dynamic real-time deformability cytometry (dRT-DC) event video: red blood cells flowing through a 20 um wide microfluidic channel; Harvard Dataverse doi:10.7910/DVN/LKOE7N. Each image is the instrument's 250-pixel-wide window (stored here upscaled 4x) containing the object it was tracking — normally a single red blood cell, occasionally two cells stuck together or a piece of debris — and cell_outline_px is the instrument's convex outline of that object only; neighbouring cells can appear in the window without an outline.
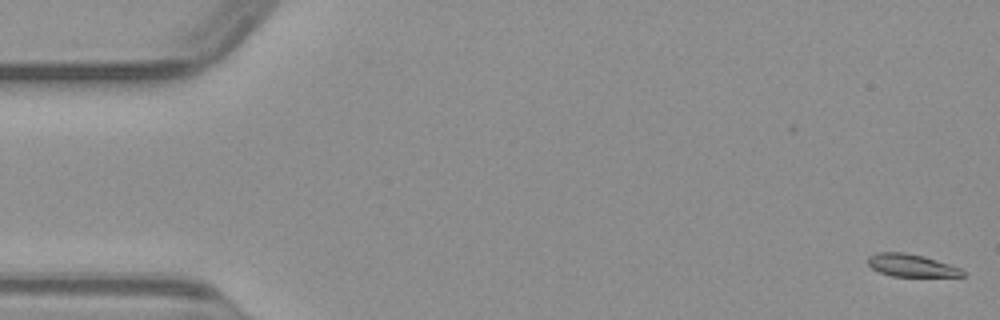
{"species": "common noctule bat (a hibernating species)", "species_latin": "Nyctalus noctula", "temperature_condition": "warm", "stored_images_in_passage": 51, "camera_frame_rate_fps": 3000, "um_per_image_px": 0.085, "animal": {"sex": "male", "body_mass_g": 23.1, "forearm_length_mm": 52.7}, "frame": {"image": 1, "passage_image": 1, "time_ms": 0.0, "image_size_px": [1000, 320], "cell_outline_px": [[964, 276], [892, 276], [880, 272], [872, 268], [868, 264], [868, 256], [876, 252], [904, 252], [924, 256], [960, 268], [964, 272]], "centroid_in_image_um": [77.42, 22.55], "position_along_channel_um": 7.6, "area_um2": 12.31}}
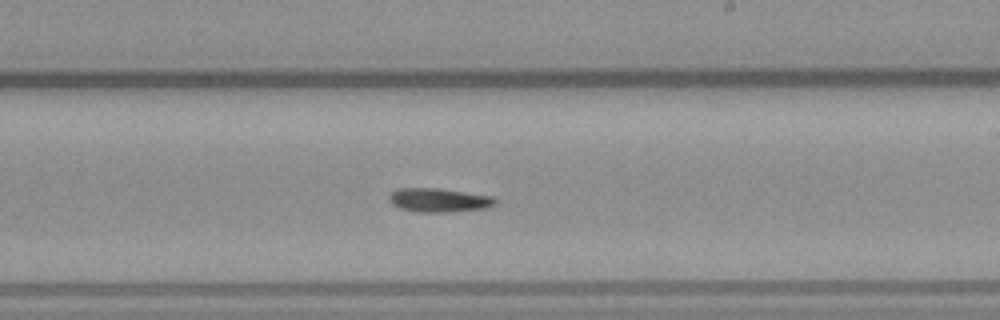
{"frame": {"image": 2, "passage_image": 29, "time_ms": 9.333, "image_size_px": [1000, 320], "cell_outline_px": [[500, 200], [496, 204], [484, 208], [448, 212], [420, 212], [400, 208], [392, 204], [388, 196], [396, 188], [436, 188], [492, 196]], "centroid_in_image_um": [37.31, 17.01], "position_along_channel_um": 251.7, "area_um2": 14.68}}
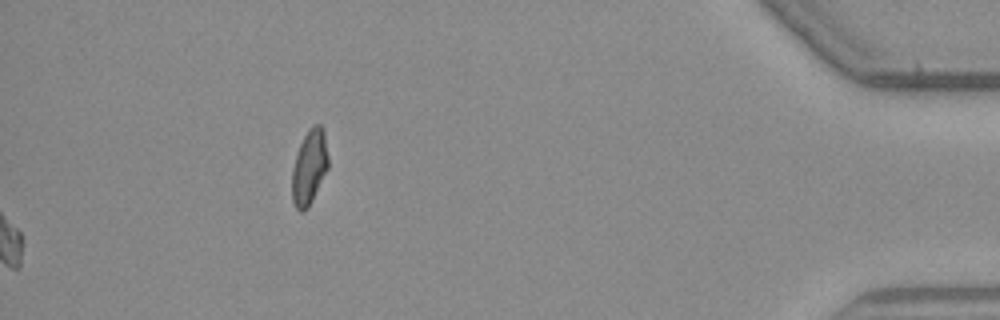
{"frame": {"image": 3, "passage_image": 51, "time_ms": 16.667, "image_size_px": [1000, 320], "cell_outline_px": [[328, 168], [308, 208], [304, 212], [300, 212], [296, 208], [292, 200], [292, 168], [296, 152], [308, 128], [312, 124], [320, 124], [324, 128], [328, 156]], "centroid_in_image_um": [26.29, 14.18], "position_along_channel_um": 408.9, "area_um2": 16.01}}